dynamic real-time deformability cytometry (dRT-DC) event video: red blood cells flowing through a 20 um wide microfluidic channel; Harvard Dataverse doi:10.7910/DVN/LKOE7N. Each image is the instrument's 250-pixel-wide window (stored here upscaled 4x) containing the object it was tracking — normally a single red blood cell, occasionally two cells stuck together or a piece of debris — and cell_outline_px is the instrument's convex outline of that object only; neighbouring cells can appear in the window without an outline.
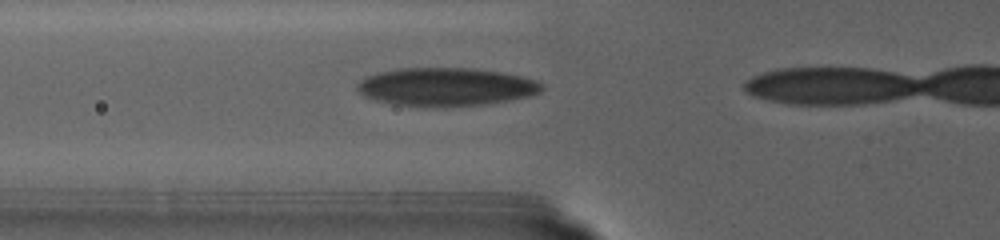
{"species": "human", "species_latin": "Homo sapiens", "temperature_condition": "warm", "stored_images_in_passage": 15, "camera_frame_rate_fps": 3000, "um_per_image_px": 0.085, "donor": {"sex": "female"}, "frame": {"image": 1, "passage_image": 7, "time_ms": 2.0, "image_size_px": [1000, 240], "cell_outline_px": [[544, 88], [540, 92], [532, 96], [484, 104], [396, 104], [376, 100], [360, 96], [356, 88], [356, 84], [360, 80], [368, 76], [380, 72], [404, 68], [472, 68], [504, 72], [524, 76], [536, 80], [544, 84]], "centroid_in_image_um": [37.95, 7.34], "position_along_channel_um": 87.8, "area_um2": 40.34}}
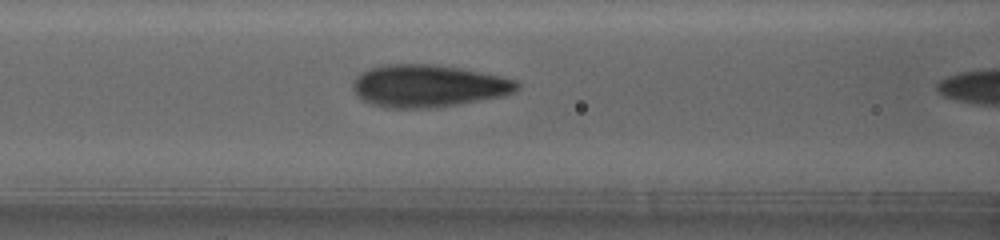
{"frame": {"image": 2, "passage_image": 13, "time_ms": 4.0, "image_size_px": [1000, 240], "cell_outline_px": [[520, 88], [516, 92], [504, 96], [456, 104], [428, 108], [388, 108], [372, 104], [364, 100], [352, 88], [352, 84], [356, 76], [372, 68], [384, 64], [432, 64], [460, 68], [500, 76], [516, 80], [520, 84]], "centroid_in_image_um": [36.43, 7.3], "position_along_channel_um": 130.2, "area_um2": 40.29}}